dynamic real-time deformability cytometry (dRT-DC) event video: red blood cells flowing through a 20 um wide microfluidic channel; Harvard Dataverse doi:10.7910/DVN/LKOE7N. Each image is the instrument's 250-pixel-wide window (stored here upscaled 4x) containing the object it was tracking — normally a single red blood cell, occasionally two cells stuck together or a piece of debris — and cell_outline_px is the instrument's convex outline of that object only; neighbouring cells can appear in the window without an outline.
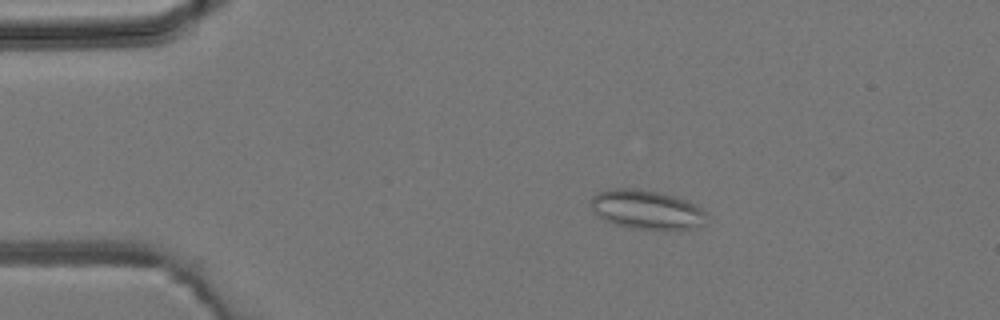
{"species": "common noctule bat (a hibernating species)", "species_latin": "Nyctalus noctula", "temperature_condition": "room temperature", "stored_images_in_passage": 4, "camera_frame_rate_fps": 3000, "um_per_image_px": 0.085, "animal": {"sex": "male", "body_mass_g": 19.2, "forearm_length_mm": 51.8}, "frame": {"image": 1, "passage_image": 2, "time_ms": 1.0, "image_size_px": [1000, 320], "cell_outline_px": [[704, 224], [692, 228], [632, 228], [616, 224], [604, 220], [592, 208], [592, 196], [600, 192], [616, 188], [636, 188], [664, 192], [688, 200], [696, 204], [704, 212]], "centroid_in_image_um": [54.97, 17.78], "position_along_channel_um": 30.0, "area_um2": 25.89}}